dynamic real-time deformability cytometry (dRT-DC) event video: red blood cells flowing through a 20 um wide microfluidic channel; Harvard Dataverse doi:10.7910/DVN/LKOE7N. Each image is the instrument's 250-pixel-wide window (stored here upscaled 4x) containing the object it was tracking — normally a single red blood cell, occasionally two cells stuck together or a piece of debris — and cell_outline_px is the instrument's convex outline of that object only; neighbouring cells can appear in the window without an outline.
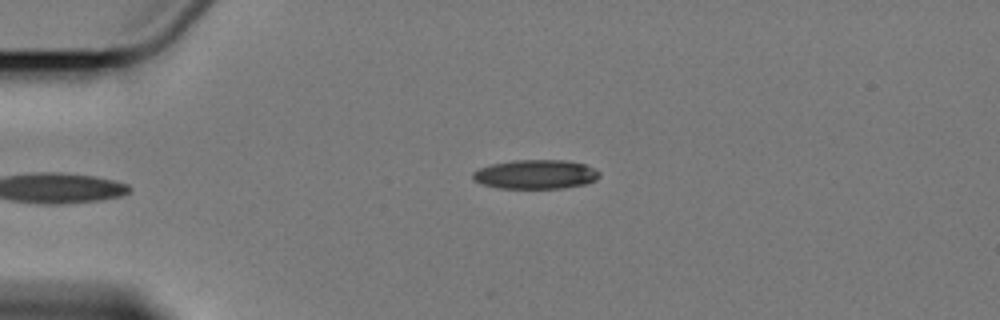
{"species": "Egyptian fruit bat (a non-hibernating species)", "species_latin": "Rousettus aegyptiacus", "temperature_condition": "cold", "stored_images_in_passage": 5, "camera_frame_rate_fps": 3000, "um_per_image_px": 0.085, "animal": {"sex": "female"}, "frame": {"image": 1, "passage_image": 5, "time_ms": 6.0, "image_size_px": [1000, 320], "cell_outline_px": [[600, 176], [596, 180], [588, 184], [564, 188], [500, 188], [484, 184], [472, 180], [472, 172], [480, 168], [492, 164], [512, 160], [564, 160], [584, 164], [596, 168], [600, 172]], "centroid_in_image_um": [45.57, 14.82], "position_along_channel_um": 39.4, "area_um2": 21.68}}